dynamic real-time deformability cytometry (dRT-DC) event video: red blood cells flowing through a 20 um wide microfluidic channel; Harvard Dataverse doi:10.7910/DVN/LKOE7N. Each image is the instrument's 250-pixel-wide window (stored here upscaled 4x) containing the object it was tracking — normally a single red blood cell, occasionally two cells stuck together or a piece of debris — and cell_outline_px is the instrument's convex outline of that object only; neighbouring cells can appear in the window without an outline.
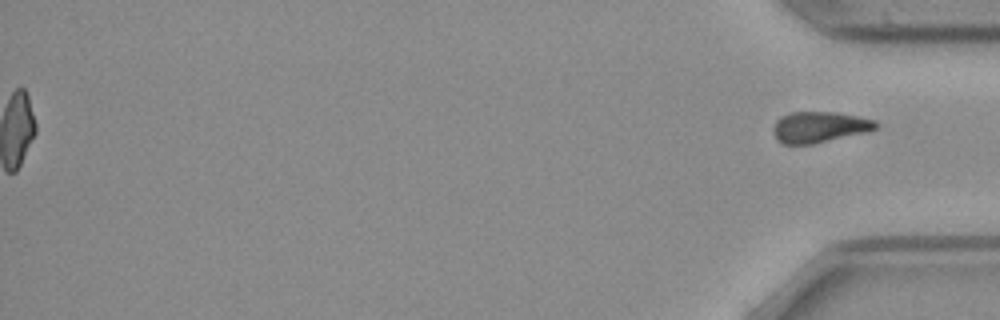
{"species": "common noctule bat (a hibernating species)", "species_latin": "Nyctalus noctula", "temperature_condition": "cold", "stored_images_in_passage": 52, "segment_of_instrument_passage": [2, 2], "camera_frame_rate_fps": 3000, "um_per_image_px": 0.085, "animal": {"sex": "female", "body_mass_g": 21.9}, "frame": {"image": 1, "passage_image": 52, "time_ms": 17.0, "image_size_px": [1000, 320], "cell_outline_px": [[880, 124], [876, 128], [868, 132], [812, 144], [780, 144], [776, 140], [772, 132], [772, 128], [776, 120], [780, 116], [792, 112], [836, 112], [860, 116], [876, 120]], "centroid_in_image_um": [69.64, 10.8], "position_along_channel_um": 365.6, "area_um2": 18.9}}